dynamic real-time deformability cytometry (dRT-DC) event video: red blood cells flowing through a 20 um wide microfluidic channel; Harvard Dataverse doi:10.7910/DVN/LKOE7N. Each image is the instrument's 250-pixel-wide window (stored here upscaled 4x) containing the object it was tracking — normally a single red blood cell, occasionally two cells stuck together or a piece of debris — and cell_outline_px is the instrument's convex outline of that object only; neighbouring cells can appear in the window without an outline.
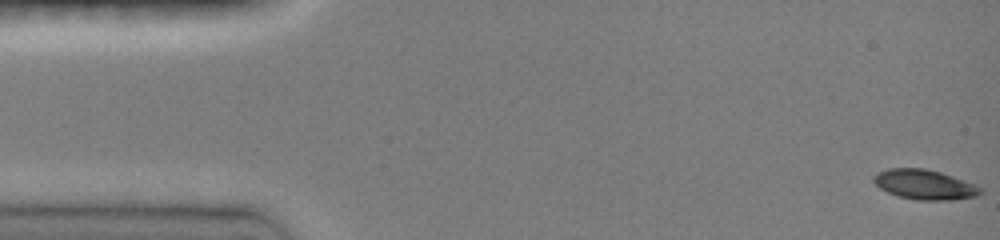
{"species": "common noctule bat (a hibernating species)", "species_latin": "Nyctalus noctula", "temperature_condition": "room temperature", "stored_images_in_passage": 29, "camera_frame_rate_fps": 3000, "um_per_image_px": 0.085, "animal": {"sex": "female", "body_mass_g": 19.0, "forearm_length_mm": 51.5}, "frame": {"image": 1, "passage_image": 1, "time_ms": 0.0, "image_size_px": [1000, 240], "cell_outline_px": [[984, 192], [976, 196], [952, 200], [916, 200], [896, 196], [880, 188], [872, 180], [872, 176], [876, 172], [888, 168], [924, 168], [940, 172], [976, 184]], "centroid_in_image_um": [78.56, 15.69], "position_along_channel_um": 6.4, "area_um2": 18.73}}
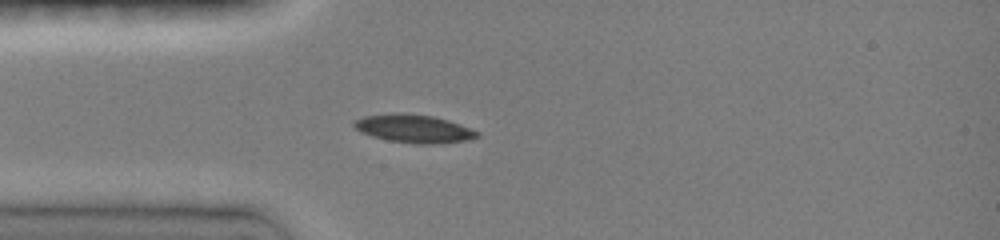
{"frame": {"image": 2, "passage_image": 11, "time_ms": 4.0, "image_size_px": [1000, 240], "cell_outline_px": [[480, 136], [468, 140], [440, 144], [416, 144], [388, 140], [372, 136], [360, 132], [352, 124], [352, 120], [364, 116], [396, 112], [404, 112], [432, 116], [448, 120], [460, 124], [480, 132]], "centroid_in_image_um": [35.17, 10.93], "position_along_channel_um": 49.8, "area_um2": 20.52}}
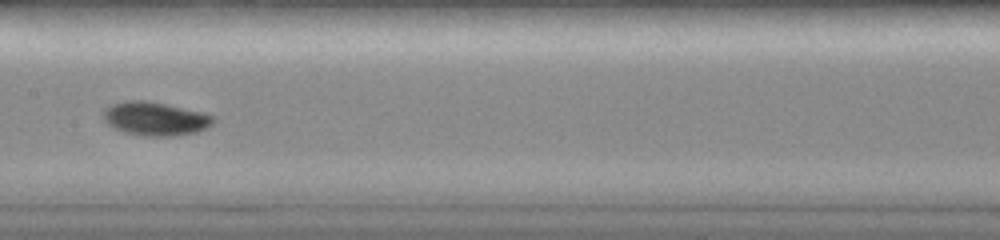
{"frame": {"image": 3, "passage_image": 21, "time_ms": 7.667, "image_size_px": [1000, 240], "cell_outline_px": [[216, 120], [208, 128], [196, 132], [176, 136], [144, 136], [112, 128], [104, 120], [104, 112], [112, 104], [124, 100], [148, 100], [200, 112], [212, 116]], "centroid_in_image_um": [13.2, 10.09], "position_along_channel_um": 194.2, "area_um2": 21.39}}